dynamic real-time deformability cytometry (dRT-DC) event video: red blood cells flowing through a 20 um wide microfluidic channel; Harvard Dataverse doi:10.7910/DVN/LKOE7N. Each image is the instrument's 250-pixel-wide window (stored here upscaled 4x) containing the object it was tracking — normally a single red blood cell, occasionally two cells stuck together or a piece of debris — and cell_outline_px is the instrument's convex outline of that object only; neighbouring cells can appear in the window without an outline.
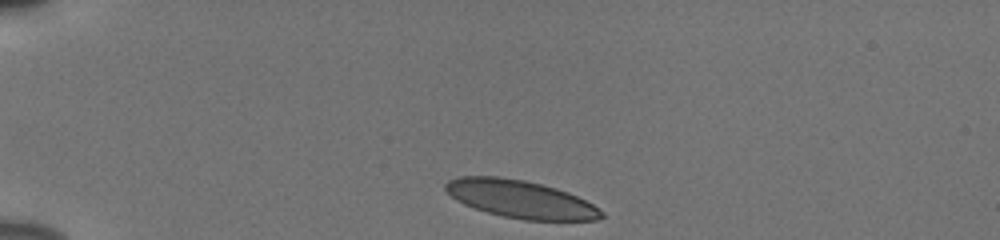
{"species": "human", "species_latin": "Homo sapiens", "temperature_condition": "cold", "stored_images_in_passage": 37, "camera_frame_rate_fps": 3000, "um_per_image_px": 0.085, "donor": {"sex": "male"}, "frame": {"image": 1, "passage_image": 1, "time_ms": 0.0, "image_size_px": [1000, 240], "cell_outline_px": [[604, 216], [596, 220], [524, 220], [504, 216], [488, 212], [464, 204], [456, 200], [444, 188], [444, 184], [448, 180], [460, 176], [500, 176], [524, 180], [556, 188], [568, 192], [592, 204], [604, 212]], "centroid_in_image_um": [44.23, 16.92], "position_along_channel_um": 40.8, "area_um2": 34.04}}
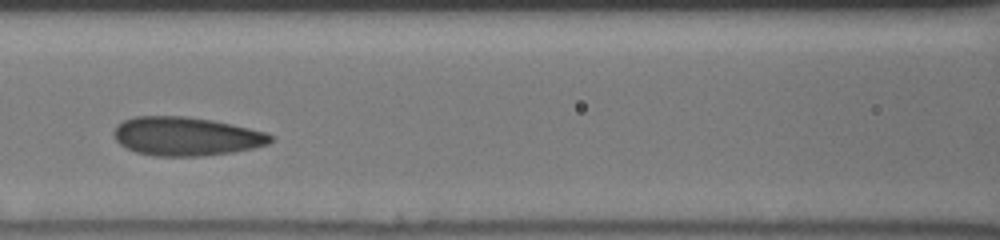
{"frame": {"image": 2, "passage_image": 14, "time_ms": 4.333, "image_size_px": [1000, 240], "cell_outline_px": [[276, 136], [268, 144], [252, 148], [232, 152], [200, 156], [152, 156], [136, 152], [120, 144], [116, 140], [112, 132], [116, 124], [124, 120], [136, 116], [184, 116], [212, 120], [232, 124], [268, 132]], "centroid_in_image_um": [15.82, 11.58], "position_along_channel_um": 150.8, "area_um2": 35.55}}
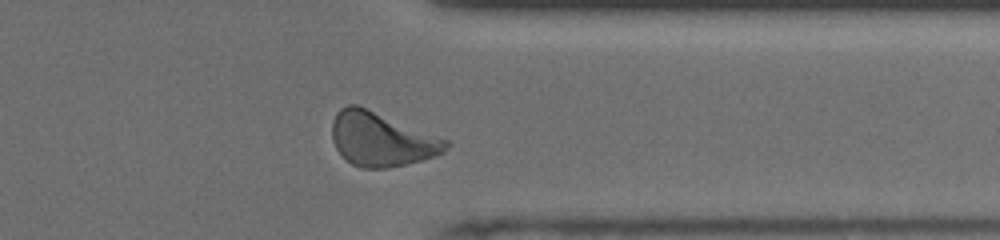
{"frame": {"image": 3, "passage_image": 32, "time_ms": 10.333, "image_size_px": [1000, 240], "cell_outline_px": [[452, 144], [444, 152], [436, 156], [388, 168], [360, 168], [352, 164], [336, 148], [332, 140], [332, 120], [336, 112], [340, 108], [348, 104], [356, 104], [448, 140]], "centroid_in_image_um": [32.41, 11.84], "position_along_channel_um": 379.0, "area_um2": 35.55}, "authors_computed_cell_mechanics": {"area_um2": 34.5066, "velocity_mm_per_s": 3.8231, "shape_relaxation_time_tau1_ms": 4.2169, "shape_relaxation_time_tau2_ms": 0.8223, "deformation_change_tau1": 0.1325, "deformation_change_tau2": 0.0723}}